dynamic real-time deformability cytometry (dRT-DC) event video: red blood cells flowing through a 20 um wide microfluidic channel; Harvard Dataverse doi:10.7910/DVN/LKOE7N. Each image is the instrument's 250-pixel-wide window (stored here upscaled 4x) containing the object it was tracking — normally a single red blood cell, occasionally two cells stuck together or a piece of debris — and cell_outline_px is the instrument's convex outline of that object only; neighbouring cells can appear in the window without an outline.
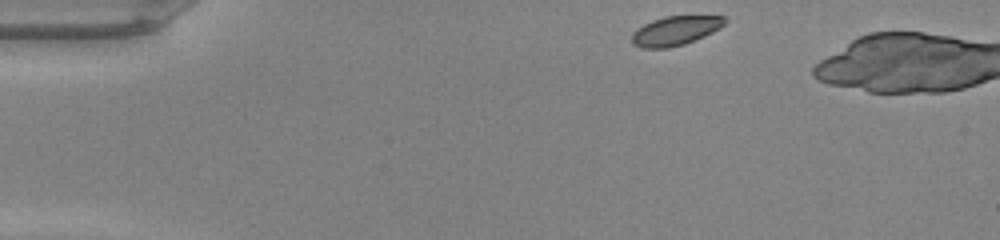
{"species": "common noctule bat (a hibernating species)", "species_latin": "Nyctalus noctula", "temperature_condition": "warm", "stored_images_in_passage": 4, "camera_frame_rate_fps": 3000, "um_per_image_px": 0.085, "animal": {"sex": "male", "body_mass_g": 20.0, "forearm_length_mm": 53.3}, "frame": {"image": 1, "passage_image": 1, "time_ms": 0.0, "image_size_px": [1000, 240], "cell_outline_px": [[728, 20], [720, 28], [704, 36], [684, 44], [668, 48], [640, 48], [632, 44], [632, 32], [636, 28], [652, 20], [664, 16], [724, 16]], "centroid_in_image_um": [57.37, 2.61], "position_along_channel_um": 27.6, "area_um2": 15.9}}